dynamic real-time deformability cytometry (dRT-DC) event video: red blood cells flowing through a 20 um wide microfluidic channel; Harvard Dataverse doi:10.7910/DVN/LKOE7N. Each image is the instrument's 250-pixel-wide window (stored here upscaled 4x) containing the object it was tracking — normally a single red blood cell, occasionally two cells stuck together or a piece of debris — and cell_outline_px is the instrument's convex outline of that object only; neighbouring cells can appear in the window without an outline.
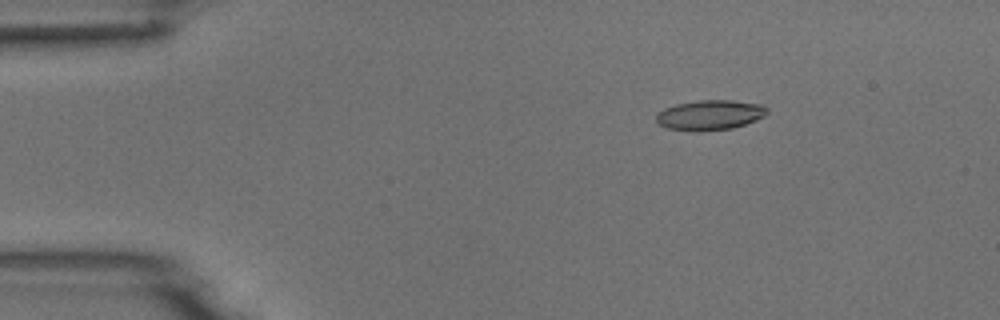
{"species": "common noctule bat (a hibernating species)", "species_latin": "Nyctalus noctula", "temperature_condition": "room temperature", "stored_images_in_passage": 5, "camera_frame_rate_fps": 3000, "um_per_image_px": 0.085, "animal": {"sex": "male", "body_mass_g": 18.8}, "frame": {"image": 1, "passage_image": 3, "time_ms": 2.333, "image_size_px": [1000, 320], "cell_outline_px": [[768, 112], [764, 116], [756, 120], [732, 128], [668, 128], [660, 124], [656, 120], [656, 112], [664, 108], [676, 104], [700, 100], [732, 100], [764, 104], [768, 108]], "centroid_in_image_um": [60.4, 9.71], "position_along_channel_um": 24.6, "area_um2": 18.61}}
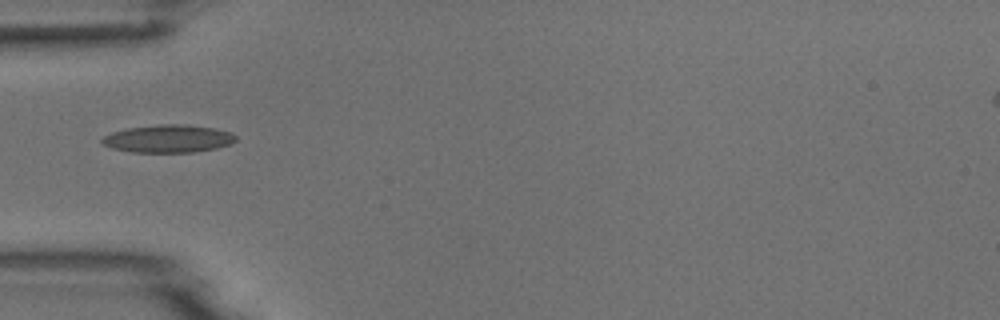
{"frame": {"image": 2, "passage_image": 5, "time_ms": 5.333, "image_size_px": [1000, 320], "cell_outline_px": [[236, 140], [232, 144], [216, 148], [192, 152], [132, 152], [112, 148], [100, 144], [100, 140], [104, 136], [112, 132], [128, 128], [160, 124], [184, 124], [216, 128], [232, 132], [236, 136]], "centroid_in_image_um": [14.31, 11.78], "position_along_channel_um": 70.7, "area_um2": 21.79}}